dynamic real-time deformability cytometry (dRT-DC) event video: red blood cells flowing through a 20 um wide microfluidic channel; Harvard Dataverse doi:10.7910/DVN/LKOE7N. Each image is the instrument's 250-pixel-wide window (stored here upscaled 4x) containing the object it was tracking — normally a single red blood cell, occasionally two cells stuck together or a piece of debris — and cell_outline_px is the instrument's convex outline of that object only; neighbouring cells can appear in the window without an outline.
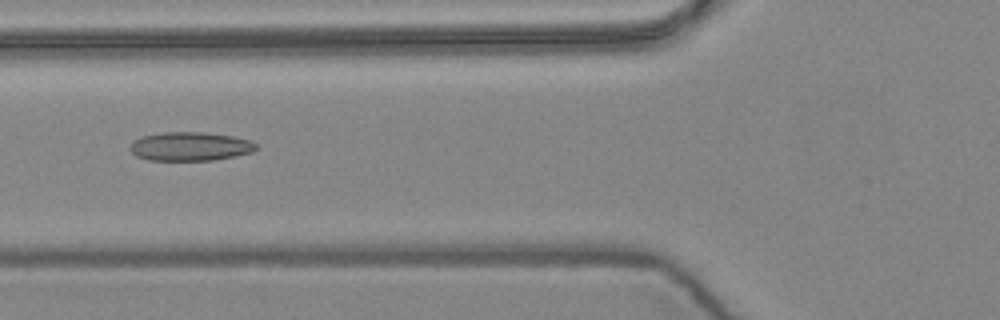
{"species": "common noctule bat (a hibernating species)", "species_latin": "Nyctalus noctula", "temperature_condition": "warm", "stored_images_in_passage": 5, "camera_frame_rate_fps": 3000, "um_per_image_px": 0.085, "animal": {"sex": "female", "body_mass_g": 24.6, "forearm_length_mm": 56.2}, "frame": {"image": 1, "passage_image": 5, "time_ms": 1.333, "image_size_px": [1000, 320], "cell_outline_px": [[260, 144], [252, 152], [212, 160], [148, 160], [136, 156], [128, 148], [132, 140], [140, 136], [164, 132], [204, 132], [232, 136], [252, 140]], "centroid_in_image_um": [16.14, 12.43], "position_along_channel_um": 109.7, "area_um2": 21.33}}